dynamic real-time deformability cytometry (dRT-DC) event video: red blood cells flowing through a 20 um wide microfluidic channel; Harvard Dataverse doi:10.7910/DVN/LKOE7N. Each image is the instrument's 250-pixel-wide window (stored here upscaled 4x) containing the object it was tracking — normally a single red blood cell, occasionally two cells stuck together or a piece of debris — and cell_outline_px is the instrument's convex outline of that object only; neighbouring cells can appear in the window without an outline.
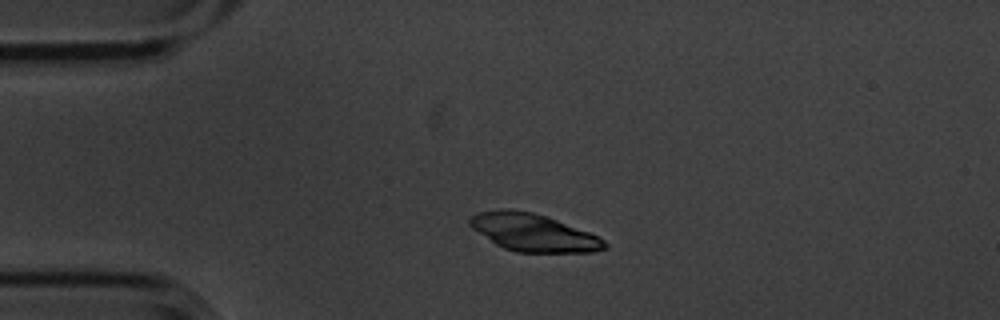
{"species": "common noctule bat (a hibernating species)", "species_latin": "Nyctalus noctula", "temperature_condition": "cold", "stored_images_in_passage": 3, "camera_frame_rate_fps": 3000, "um_per_image_px": 0.085, "animal": {"sex": "male", "body_mass_g": 20.1, "forearm_length_mm": 53.5}, "frame": {"image": 1, "passage_image": 1, "time_ms": 0.0, "image_size_px": [1000, 320], "cell_outline_px": [[608, 248], [592, 252], [516, 252], [504, 248], [496, 244], [472, 228], [468, 224], [468, 220], [476, 212], [496, 208], [512, 208], [532, 212], [556, 220], [588, 232], [604, 240], [608, 244]], "centroid_in_image_um": [45.28, 19.75], "position_along_channel_um": 39.7, "area_um2": 29.42}}